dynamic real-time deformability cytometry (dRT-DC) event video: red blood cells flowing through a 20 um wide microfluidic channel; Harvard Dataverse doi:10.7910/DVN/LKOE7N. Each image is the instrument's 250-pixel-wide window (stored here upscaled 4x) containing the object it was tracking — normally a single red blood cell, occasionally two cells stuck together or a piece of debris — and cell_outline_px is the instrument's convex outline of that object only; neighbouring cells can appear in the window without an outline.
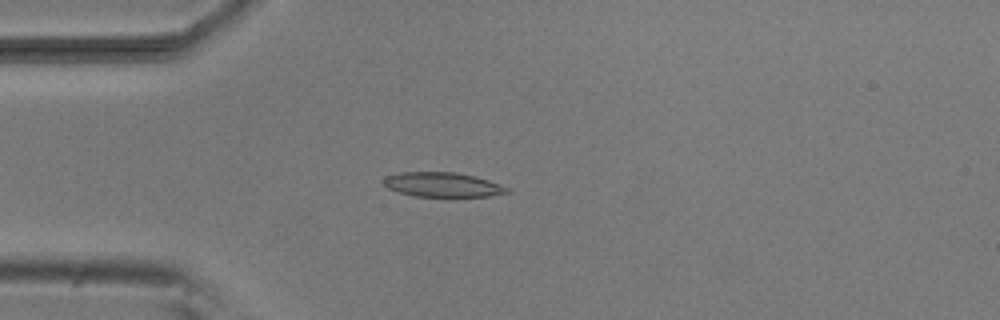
{"species": "common noctule bat (a hibernating species)", "species_latin": "Nyctalus noctula", "temperature_condition": "room temperature", "stored_images_in_passage": 53, "camera_frame_rate_fps": 3000, "um_per_image_px": 0.085, "animal": {"sex": "male", "body_mass_g": 20.5, "forearm_length_mm": 52.5}, "frame": {"image": 1, "passage_image": 14, "time_ms": 4.333, "image_size_px": [1000, 320], "cell_outline_px": [[512, 192], [488, 196], [416, 196], [396, 192], [388, 188], [380, 180], [384, 176], [400, 172], [456, 172], [488, 180], [500, 184], [508, 188]], "centroid_in_image_um": [37.56, 15.69], "position_along_channel_um": 47.4, "area_um2": 17.69}}
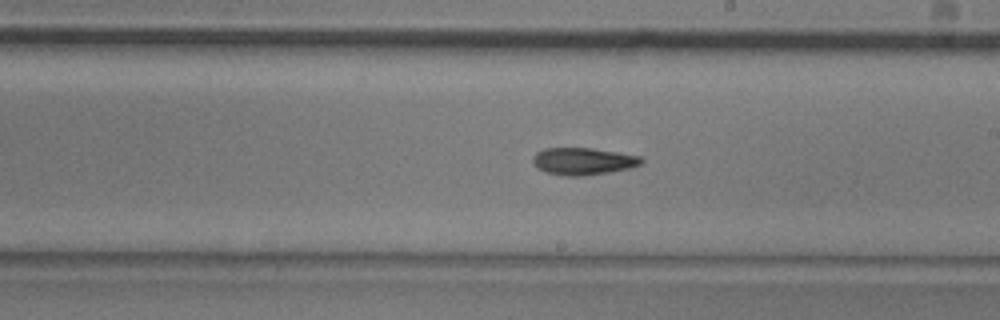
{"frame": {"image": 2, "passage_image": 30, "time_ms": 9.667, "image_size_px": [1000, 320], "cell_outline_px": [[644, 160], [640, 164], [628, 168], [608, 172], [584, 176], [564, 176], [544, 172], [536, 168], [532, 160], [532, 156], [536, 152], [544, 148], [592, 148], [640, 156]], "centroid_in_image_um": [49.5, 13.71], "position_along_channel_um": 239.5, "area_um2": 17.22}}
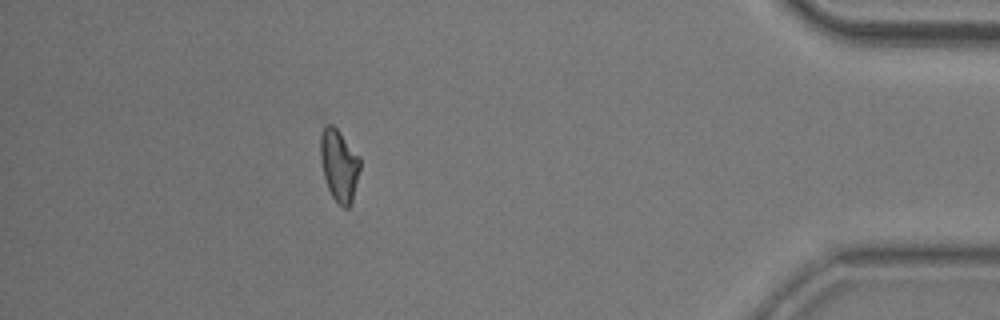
{"frame": {"image": 3, "passage_image": 47, "time_ms": 15.333, "image_size_px": [1000, 320], "cell_outline_px": [[360, 168], [352, 204], [348, 208], [344, 208], [332, 196], [328, 188], [324, 176], [320, 156], [320, 136], [324, 128], [328, 124], [332, 124], [340, 132], [360, 156]], "centroid_in_image_um": [28.84, 14.05], "position_along_channel_um": 406.4, "area_um2": 16.59}, "authors_computed_cell_mechanics": {"area_um2": 17.2244, "velocity_mm_per_s": 3.8298, "shape_relaxation_time_tau1_ms": 11.0432, "shape_relaxation_time_tau2_ms": 7.8711, "deformation_change_tau1": 0.2116, "deformation_change_tau2": 0.1659}}